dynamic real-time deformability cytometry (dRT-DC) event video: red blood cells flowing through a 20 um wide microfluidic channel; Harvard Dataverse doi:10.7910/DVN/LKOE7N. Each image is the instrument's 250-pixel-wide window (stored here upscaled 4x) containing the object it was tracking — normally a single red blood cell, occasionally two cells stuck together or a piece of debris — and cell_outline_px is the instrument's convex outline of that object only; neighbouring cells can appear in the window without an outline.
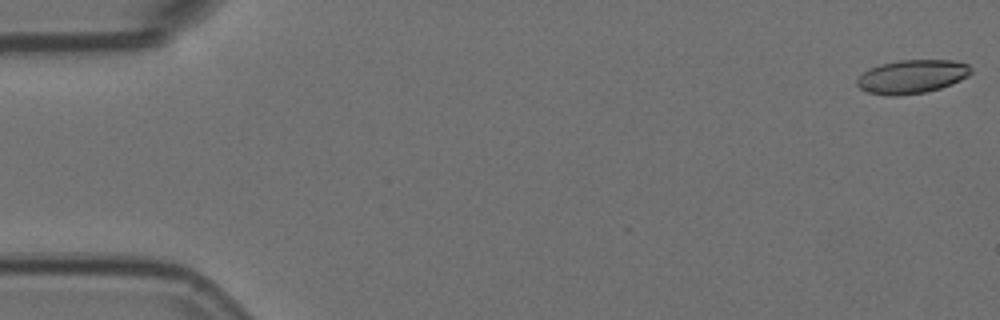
{"species": "Egyptian fruit bat (a non-hibernating species)", "species_latin": "Rousettus aegyptiacus", "temperature_condition": "room temperature", "stored_images_in_passage": 6, "camera_frame_rate_fps": 3000, "um_per_image_px": 0.085, "animal": {"sex": "female"}, "frame": {"image": 1, "passage_image": 1, "time_ms": 0.0, "image_size_px": [1000, 320], "cell_outline_px": [[972, 72], [968, 76], [952, 84], [940, 88], [924, 92], [896, 96], [888, 96], [864, 92], [856, 84], [856, 80], [868, 68], [880, 64], [900, 60], [952, 60], [968, 64], [972, 68]], "centroid_in_image_um": [77.5, 6.51], "position_along_channel_um": 7.5, "area_um2": 22.48}}